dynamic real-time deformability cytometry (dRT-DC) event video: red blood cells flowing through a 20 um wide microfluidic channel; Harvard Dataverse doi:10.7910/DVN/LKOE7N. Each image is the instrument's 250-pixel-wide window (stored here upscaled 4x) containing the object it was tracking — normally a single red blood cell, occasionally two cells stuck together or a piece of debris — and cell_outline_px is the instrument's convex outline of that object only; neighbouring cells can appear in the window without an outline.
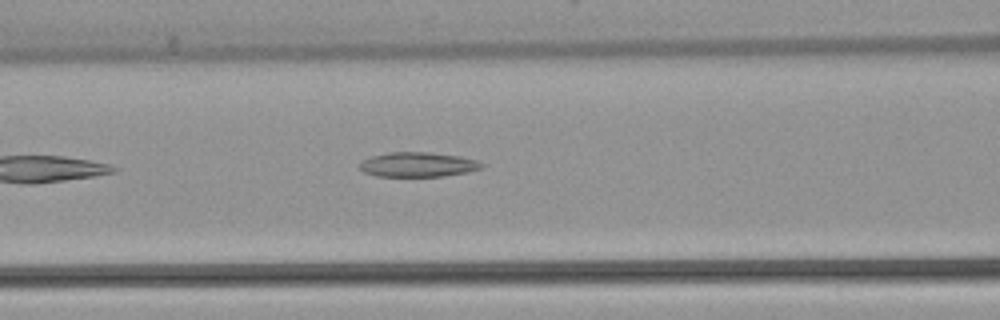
{"species": "common noctule bat (a hibernating species)", "species_latin": "Nyctalus noctula", "temperature_condition": "warm", "stored_images_in_passage": 38, "camera_frame_rate_fps": 3000, "um_per_image_px": 0.085, "animal": {"sex": "female", "body_mass_g": 22.7, "forearm_length_mm": 54.2}, "frame": {"image": 1, "passage_image": 8, "time_ms": 2.333, "image_size_px": [1000, 320], "cell_outline_px": [[484, 168], [468, 172], [444, 176], [376, 176], [364, 172], [360, 168], [360, 160], [372, 156], [388, 152], [428, 152], [460, 156], [476, 160], [484, 164]], "centroid_in_image_um": [35.53, 13.98], "position_along_channel_um": 131.1, "area_um2": 17.63}}
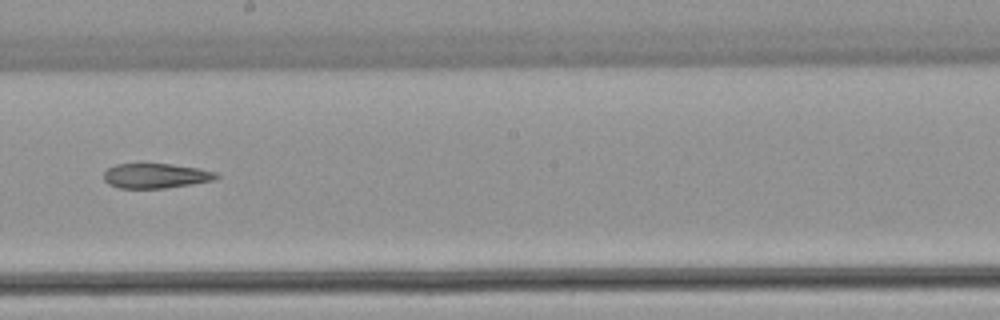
{"frame": {"image": 2, "passage_image": 16, "time_ms": 5.0, "image_size_px": [1000, 320], "cell_outline_px": [[220, 176], [216, 180], [192, 184], [164, 188], [120, 188], [108, 184], [104, 180], [104, 172], [108, 168], [116, 164], [172, 164], [200, 168], [216, 172]], "centroid_in_image_um": [13.27, 14.94], "position_along_channel_um": 234.9, "area_um2": 16.36}}
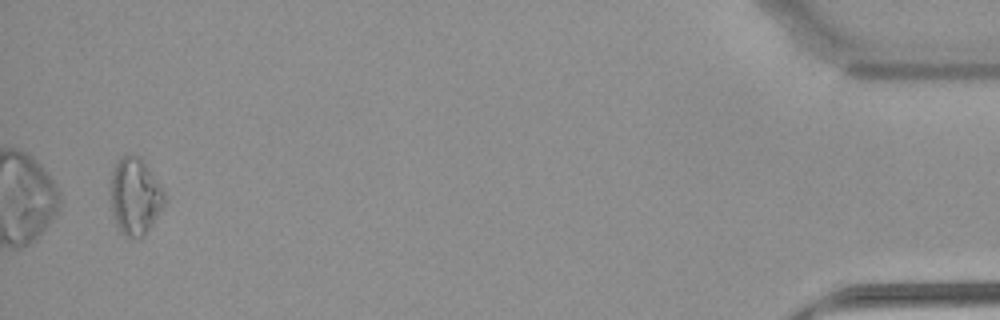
{"frame": {"image": 3, "passage_image": 37, "time_ms": 12.0, "image_size_px": [1000, 320], "cell_outline_px": [[168, 196], [164, 204], [148, 228], [140, 236], [124, 236], [116, 228], [112, 212], [112, 168], [116, 160], [120, 156], [128, 152], [140, 156], [144, 160]], "centroid_in_image_um": [11.47, 16.59], "position_along_channel_um": 423.7, "area_um2": 24.22}}